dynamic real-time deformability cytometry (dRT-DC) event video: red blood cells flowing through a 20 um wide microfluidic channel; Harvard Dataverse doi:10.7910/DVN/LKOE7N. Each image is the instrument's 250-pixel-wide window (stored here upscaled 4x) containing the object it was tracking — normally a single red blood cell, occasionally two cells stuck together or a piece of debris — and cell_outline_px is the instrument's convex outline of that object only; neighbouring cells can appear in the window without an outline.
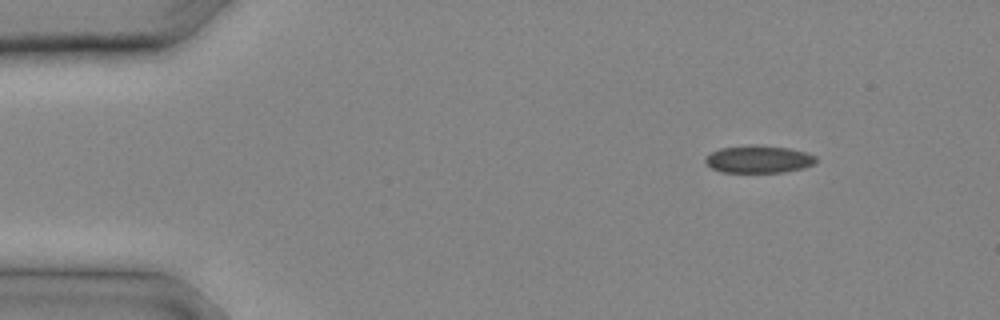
{"species": "common noctule bat (a hibernating species)", "species_latin": "Nyctalus noctula", "temperature_condition": "cold", "stored_images_in_passage": 7, "camera_frame_rate_fps": 3000, "um_per_image_px": 0.085, "animal": {"sex": "male", "body_mass_g": 20.4}, "frame": {"image": 1, "passage_image": 1, "time_ms": 0.0, "image_size_px": [1000, 320], "cell_outline_px": [[816, 160], [812, 164], [804, 168], [784, 172], [720, 172], [712, 168], [704, 160], [712, 152], [720, 148], [748, 144], [752, 144], [788, 148], [808, 152], [816, 156]], "centroid_in_image_um": [64.5, 13.52], "position_along_channel_um": 20.5, "area_um2": 17.74}}
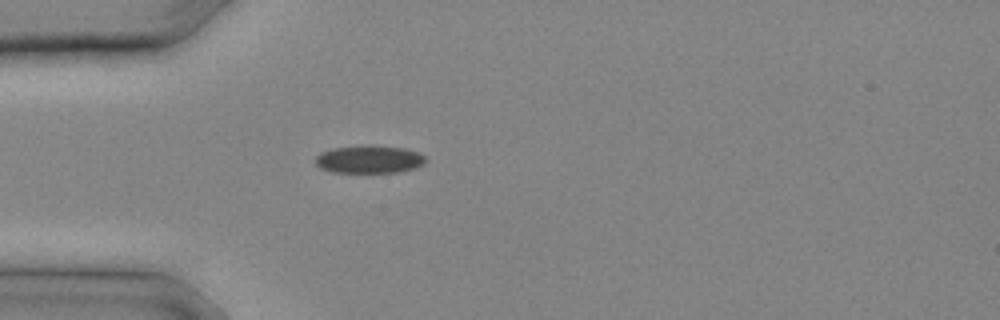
{"frame": {"image": 2, "passage_image": 5, "time_ms": 1.333, "image_size_px": [1000, 320], "cell_outline_px": [[428, 160], [424, 164], [416, 168], [396, 172], [332, 172], [320, 168], [316, 164], [316, 156], [320, 152], [332, 148], [404, 148], [416, 152], [424, 156]], "centroid_in_image_um": [31.38, 13.59], "position_along_channel_um": 53.6, "area_um2": 16.99}}